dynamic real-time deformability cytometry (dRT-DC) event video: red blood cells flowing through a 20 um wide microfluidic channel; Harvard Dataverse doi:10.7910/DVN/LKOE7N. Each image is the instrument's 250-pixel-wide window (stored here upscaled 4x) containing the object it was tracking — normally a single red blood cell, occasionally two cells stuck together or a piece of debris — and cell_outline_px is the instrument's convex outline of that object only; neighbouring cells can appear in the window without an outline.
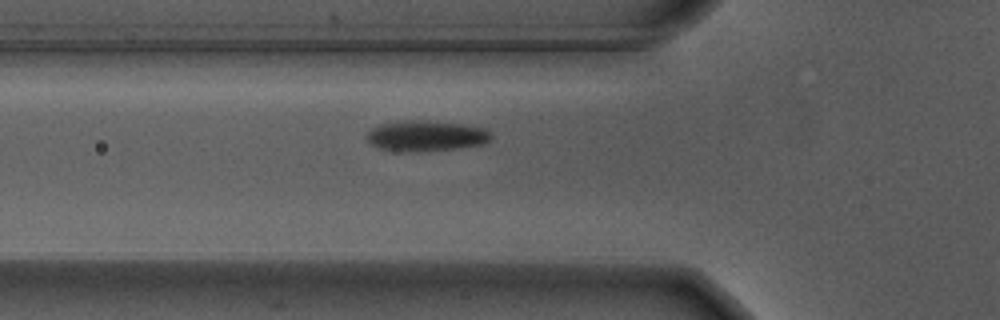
{"species": "Egyptian fruit bat (a non-hibernating species)", "species_latin": "Rousettus aegyptiacus", "temperature_condition": "warm", "stored_images_in_passage": 30, "camera_frame_rate_fps": 3000, "um_per_image_px": 0.085, "animal": {"sex": "male"}, "frame": {"image": 1, "passage_image": 2, "time_ms": 0.333, "image_size_px": [1000, 320], "cell_outline_px": [[492, 136], [484, 144], [456, 148], [380, 148], [372, 144], [364, 136], [372, 128], [380, 124], [412, 120], [416, 120], [460, 124], [484, 128]], "centroid_in_image_um": [36.23, 11.49], "position_along_channel_um": 89.6, "area_um2": 20.58}}
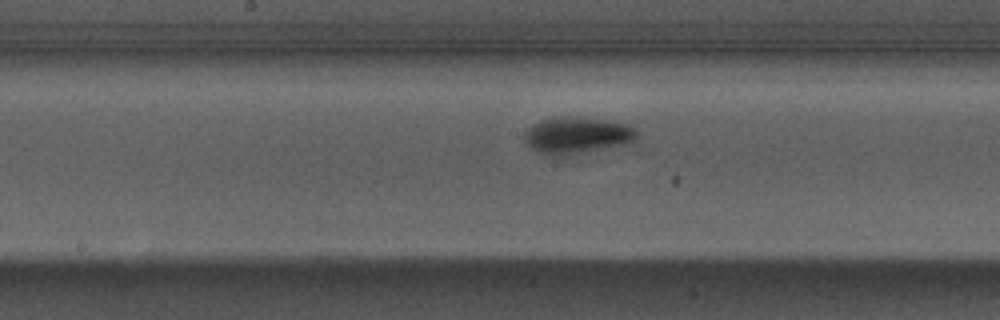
{"frame": {"image": 2, "passage_image": 11, "time_ms": 3.333, "image_size_px": [1000, 320], "cell_outline_px": [[636, 136], [632, 144], [564, 156], [544, 156], [536, 152], [524, 140], [524, 132], [532, 124], [540, 120], [552, 116], [584, 116], [628, 124], [636, 132]], "centroid_in_image_um": [49.02, 11.5], "position_along_channel_um": 199.2, "area_um2": 24.8}}
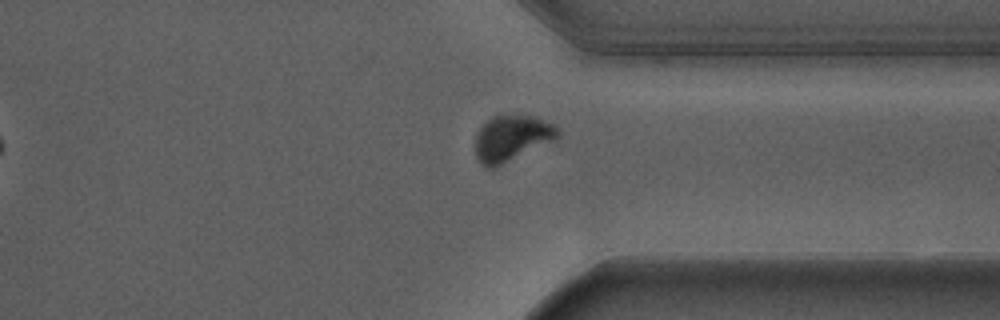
{"frame": {"image": 3, "passage_image": 25, "time_ms": 8.0, "image_size_px": [1000, 320], "cell_outline_px": [[560, 136], [556, 140], [496, 168], [484, 168], [476, 160], [476, 136], [484, 120], [492, 116], [536, 116], [552, 124], [560, 132]], "centroid_in_image_um": [43.48, 11.78], "position_along_channel_um": 367.9, "area_um2": 22.43}}